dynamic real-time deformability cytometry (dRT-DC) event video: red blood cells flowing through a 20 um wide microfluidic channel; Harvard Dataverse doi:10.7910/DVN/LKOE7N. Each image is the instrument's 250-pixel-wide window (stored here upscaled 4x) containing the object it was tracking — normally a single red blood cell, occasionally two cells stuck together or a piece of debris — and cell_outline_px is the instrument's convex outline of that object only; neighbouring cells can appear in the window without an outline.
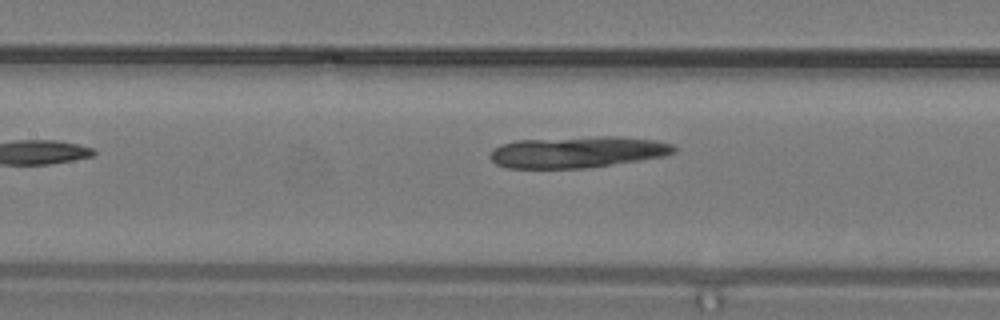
{"species": "common noctule bat (a hibernating species)", "species_latin": "Nyctalus noctula", "temperature_condition": "warm", "stored_images_in_passage": 8, "segment_of_instrument_passage": [2, 2], "camera_frame_rate_fps": 3000, "um_per_image_px": 0.085, "animal": {"sex": "male", "body_mass_g": 19.2, "forearm_length_mm": 51.8}, "frame": {"image": 1, "passage_image": 8, "time_ms": 2.333, "image_size_px": [1000, 320], "cell_outline_px": [[676, 152], [664, 156], [640, 160], [584, 168], [508, 168], [496, 164], [488, 156], [500, 144], [516, 140], [596, 136], [620, 136], [656, 140], [672, 144], [676, 148]], "centroid_in_image_um": [49.1, 12.91], "position_along_channel_um": 158.3, "area_um2": 33.7}}